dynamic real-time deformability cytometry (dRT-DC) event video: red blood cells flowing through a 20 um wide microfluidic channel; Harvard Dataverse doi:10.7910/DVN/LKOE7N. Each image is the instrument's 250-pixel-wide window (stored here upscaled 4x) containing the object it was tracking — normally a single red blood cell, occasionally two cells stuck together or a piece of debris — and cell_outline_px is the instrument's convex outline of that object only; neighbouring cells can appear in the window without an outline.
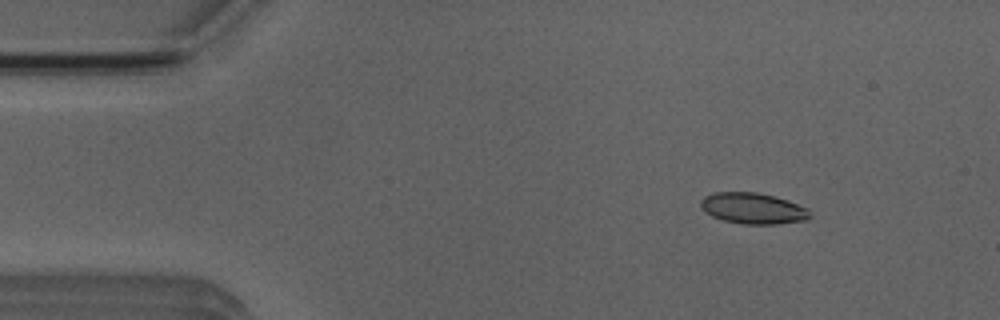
{"species": "Egyptian fruit bat (a non-hibernating species)", "species_latin": "Rousettus aegyptiacus", "temperature_condition": "room temperature", "stored_images_in_passage": 4, "camera_frame_rate_fps": 3000, "um_per_image_px": 0.085, "animal": {"sex": "male"}, "frame": {"image": 1, "passage_image": 1, "time_ms": 0.0, "image_size_px": [1000, 320], "cell_outline_px": [[812, 216], [804, 220], [776, 224], [744, 224], [724, 220], [712, 216], [704, 212], [700, 208], [700, 200], [704, 196], [716, 192], [756, 192], [776, 196], [788, 200], [808, 208]], "centroid_in_image_um": [63.99, 17.7], "position_along_channel_um": 21.0, "area_um2": 19.88}}